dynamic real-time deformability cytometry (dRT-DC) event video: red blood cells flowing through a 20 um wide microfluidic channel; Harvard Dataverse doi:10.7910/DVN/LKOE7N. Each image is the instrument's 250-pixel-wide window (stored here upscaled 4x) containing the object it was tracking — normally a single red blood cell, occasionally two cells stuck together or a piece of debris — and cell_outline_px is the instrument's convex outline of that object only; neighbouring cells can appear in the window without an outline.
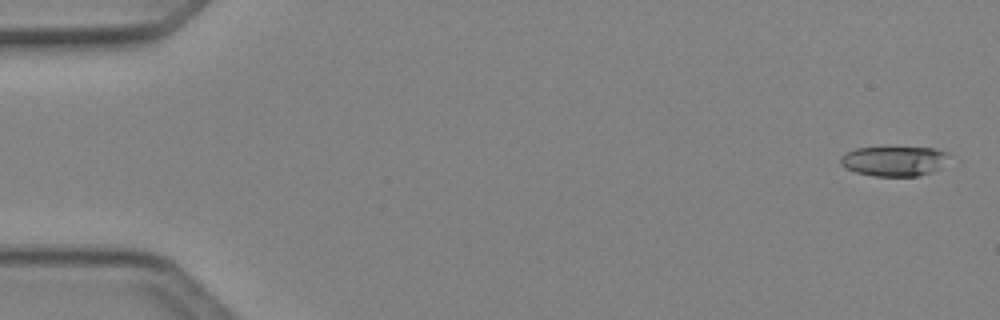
{"species": "Egyptian fruit bat (a non-hibernating species)", "species_latin": "Rousettus aegyptiacus", "temperature_condition": "cold", "stored_images_in_passage": 4, "camera_frame_rate_fps": 3000, "um_per_image_px": 0.085, "animal": {"sex": "female"}, "frame": {"image": 1, "passage_image": 1, "time_ms": 0.0, "image_size_px": [1000, 320], "cell_outline_px": [[948, 156], [940, 168], [932, 172], [916, 176], [876, 176], [856, 172], [840, 164], [840, 156], [856, 148], [932, 148], [948, 152]], "centroid_in_image_um": [75.99, 13.69], "position_along_channel_um": 9.0, "area_um2": 18.55}}
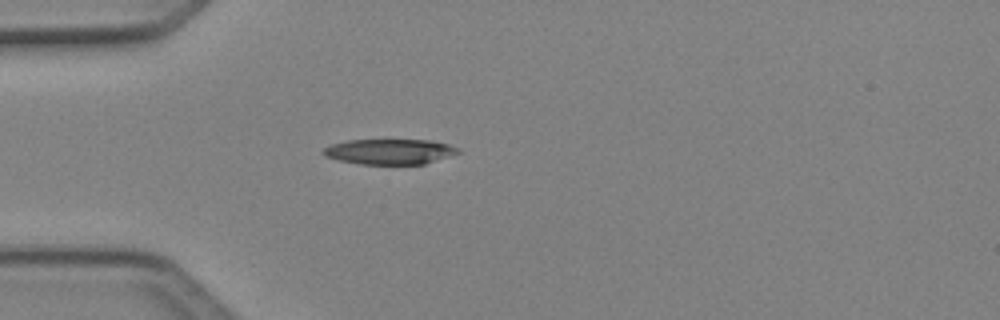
{"frame": {"image": 2, "passage_image": 4, "time_ms": 1.0, "image_size_px": [1000, 320], "cell_outline_px": [[460, 152], [424, 164], [360, 164], [340, 160], [324, 156], [320, 152], [324, 148], [332, 144], [348, 140], [432, 140], [448, 144], [460, 148]], "centroid_in_image_um": [33.11, 12.88], "position_along_channel_um": 51.9, "area_um2": 19.83}}